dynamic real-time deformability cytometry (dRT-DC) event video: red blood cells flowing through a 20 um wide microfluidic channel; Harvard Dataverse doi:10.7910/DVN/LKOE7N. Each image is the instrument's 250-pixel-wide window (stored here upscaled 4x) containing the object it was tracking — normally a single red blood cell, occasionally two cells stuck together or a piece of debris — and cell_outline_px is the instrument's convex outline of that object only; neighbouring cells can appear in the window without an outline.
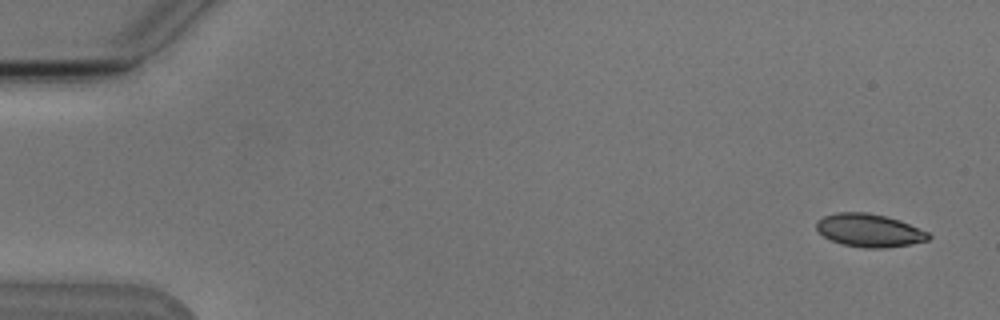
{"species": "Egyptian fruit bat (a non-hibernating species)", "species_latin": "Rousettus aegyptiacus", "temperature_condition": "cold", "stored_images_in_passage": 5, "camera_frame_rate_fps": 3000, "um_per_image_px": 0.085, "animal": {"sex": "male"}, "frame": {"image": 1, "passage_image": 1, "time_ms": 0.0, "image_size_px": [1000, 320], "cell_outline_px": [[932, 236], [928, 240], [912, 244], [884, 248], [864, 248], [840, 244], [824, 236], [816, 228], [816, 220], [824, 216], [840, 212], [864, 212], [884, 216], [900, 220], [928, 232]], "centroid_in_image_um": [73.89, 19.59], "position_along_channel_um": 11.1, "area_um2": 21.56}}